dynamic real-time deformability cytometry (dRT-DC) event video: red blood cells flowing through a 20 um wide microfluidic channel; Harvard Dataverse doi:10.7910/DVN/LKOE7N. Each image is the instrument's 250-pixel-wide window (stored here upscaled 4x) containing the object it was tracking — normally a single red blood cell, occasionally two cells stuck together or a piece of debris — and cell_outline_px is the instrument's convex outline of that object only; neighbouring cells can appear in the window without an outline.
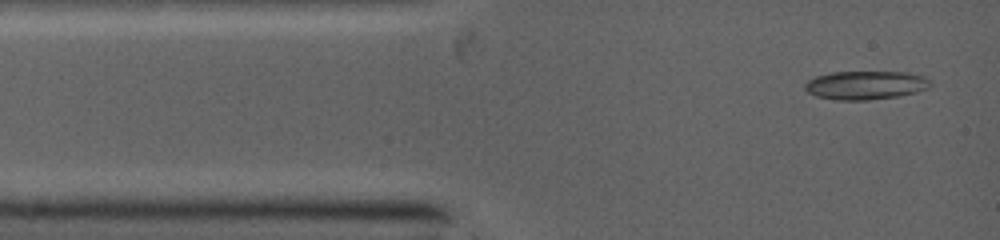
{"species": "common noctule bat (a hibernating species)", "species_latin": "Nyctalus noctula", "temperature_condition": "warm", "stored_images_in_passage": 7, "camera_frame_rate_fps": 5000, "um_per_image_px": 0.085, "animal": {"sex": "female", "body_mass_g": 19.0, "forearm_length_mm": 53.3}, "frame": {"image": 1, "passage_image": 1, "time_ms": 0.0, "image_size_px": [1000, 240], "cell_outline_px": [[932, 84], [928, 88], [916, 92], [900, 96], [868, 100], [836, 100], [816, 96], [808, 92], [804, 88], [804, 84], [808, 80], [816, 76], [832, 72], [908, 72], [924, 76], [932, 80]], "centroid_in_image_um": [73.6, 7.24], "position_along_channel_um": 11.4, "area_um2": 21.1}}
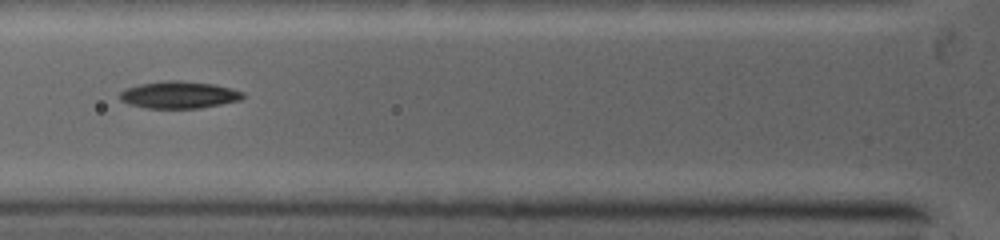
{"frame": {"image": 2, "passage_image": 5, "time_ms": 3.2, "image_size_px": [1000, 240], "cell_outline_px": [[244, 96], [240, 100], [220, 104], [196, 108], [148, 108], [128, 104], [120, 100], [120, 92], [128, 88], [140, 84], [168, 80], [176, 80], [212, 84], [244, 92]], "centroid_in_image_um": [15.19, 8.06], "position_along_channel_um": 110.6, "area_um2": 19.07}}
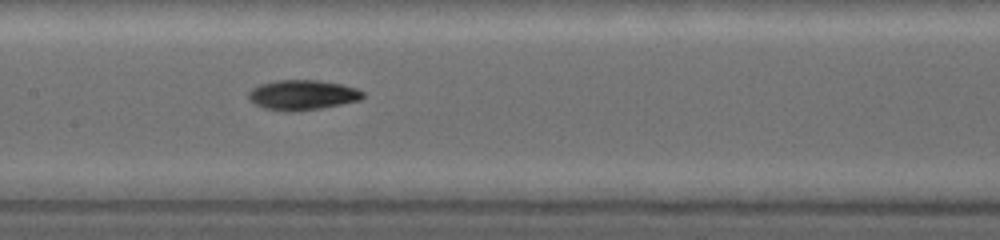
{"frame": {"image": 3, "passage_image": 7, "time_ms": 4.8, "image_size_px": [1000, 240], "cell_outline_px": [[364, 96], [356, 100], [340, 104], [320, 108], [264, 108], [256, 104], [248, 96], [248, 92], [252, 88], [260, 84], [276, 80], [316, 80], [340, 84], [356, 88], [364, 92]], "centroid_in_image_um": [25.72, 8.01], "position_along_channel_um": 181.7, "area_um2": 18.84}}